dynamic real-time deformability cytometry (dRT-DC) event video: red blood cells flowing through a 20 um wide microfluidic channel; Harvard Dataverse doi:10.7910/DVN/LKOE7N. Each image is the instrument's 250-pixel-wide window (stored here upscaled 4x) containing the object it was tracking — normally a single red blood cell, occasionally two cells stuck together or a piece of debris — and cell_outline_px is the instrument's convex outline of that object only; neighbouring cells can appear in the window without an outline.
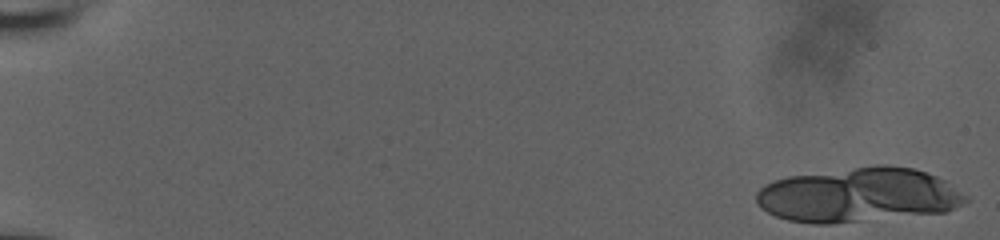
{"species": "human", "species_latin": "Homo sapiens", "temperature_condition": "room temperature", "stored_images_in_passage": 17, "camera_frame_rate_fps": 3000, "um_per_image_px": 0.085, "donor": {"sex": "male"}, "frame": {"image": 1, "passage_image": 1, "time_ms": 0.0, "image_size_px": [1000, 240], "cell_outline_px": [[968, 200], [948, 212], [832, 224], [812, 224], [788, 220], [776, 216], [760, 208], [756, 200], [756, 192], [764, 184], [788, 176], [876, 164], [888, 164], [912, 168], [936, 176], [944, 180], [968, 196]], "centroid_in_image_um": [72.96, 16.58], "position_along_channel_um": 12.0, "area_um2": 66.76}}